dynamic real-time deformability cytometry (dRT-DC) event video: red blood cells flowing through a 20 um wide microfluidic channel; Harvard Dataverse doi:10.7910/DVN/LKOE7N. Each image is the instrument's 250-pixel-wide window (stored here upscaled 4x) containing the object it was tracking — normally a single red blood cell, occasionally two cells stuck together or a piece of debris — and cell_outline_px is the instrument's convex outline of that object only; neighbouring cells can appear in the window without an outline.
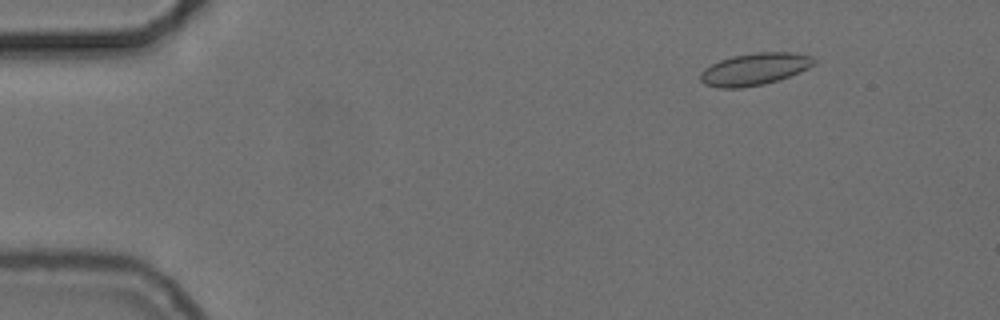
{"species": "common noctule bat (a hibernating species)", "species_latin": "Nyctalus noctula", "temperature_condition": "cold", "stored_images_in_passage": 56, "camera_frame_rate_fps": 3000, "um_per_image_px": 0.085, "animal": {"sex": "female", "body_mass_g": 24.6, "forearm_length_mm": 56.2}, "frame": {"image": 1, "passage_image": 7, "time_ms": 2.0, "image_size_px": [1000, 320], "cell_outline_px": [[816, 64], [800, 72], [780, 80], [764, 84], [740, 88], [716, 88], [704, 84], [700, 80], [700, 72], [704, 68], [720, 60], [732, 56], [756, 52], [788, 52], [812, 56], [816, 60]], "centroid_in_image_um": [64.14, 5.88], "position_along_channel_um": 20.9, "area_um2": 21.44}}
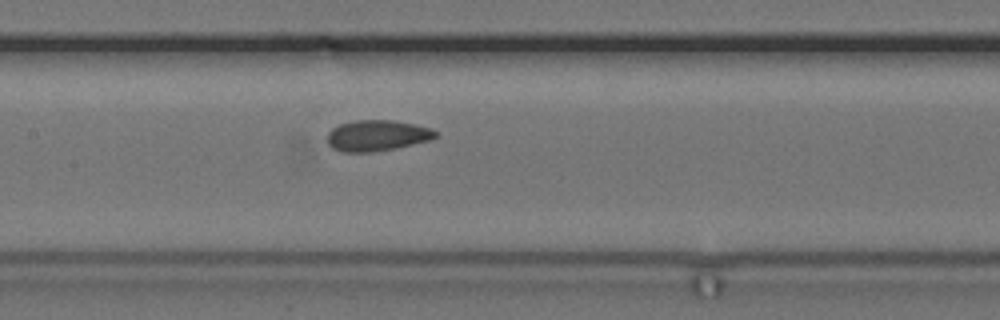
{"frame": {"image": 2, "passage_image": 27, "time_ms": 8.667, "image_size_px": [1000, 320], "cell_outline_px": [[440, 136], [432, 140], [396, 148], [372, 152], [340, 152], [332, 148], [328, 144], [328, 132], [332, 128], [340, 124], [356, 120], [392, 120], [416, 124], [432, 128], [440, 132]], "centroid_in_image_um": [32.12, 11.52], "position_along_channel_um": 175.3, "area_um2": 19.88}}
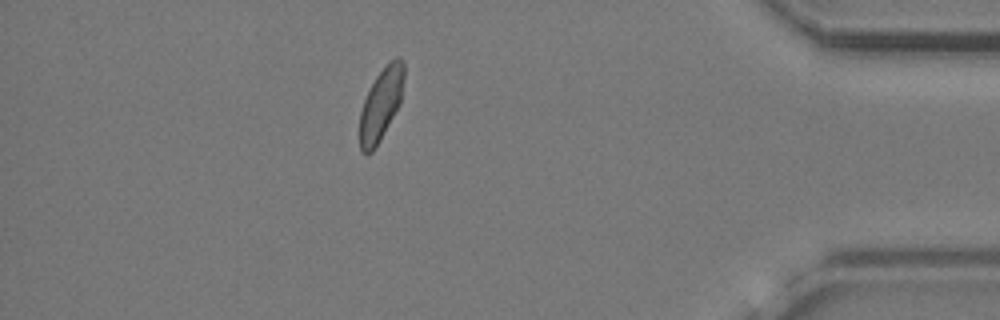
{"frame": {"image": 3, "passage_image": 49, "time_ms": 16.0, "image_size_px": [1000, 320], "cell_outline_px": [[404, 76], [400, 104], [380, 140], [372, 152], [360, 152], [360, 112], [364, 100], [376, 76], [396, 56], [400, 56], [404, 64]], "centroid_in_image_um": [32.39, 8.86], "position_along_channel_um": 402.8, "area_um2": 18.26}, "authors_computed_cell_mechanics": {"area_um2": 19.6231, "velocity_mm_per_s": 3.6967, "shape_relaxation_time_tau1_ms": null, "shape_relaxation_time_tau2_ms": 1.2718, "deformation_change_tau1": null, "deformation_change_tau2": 0.061}}